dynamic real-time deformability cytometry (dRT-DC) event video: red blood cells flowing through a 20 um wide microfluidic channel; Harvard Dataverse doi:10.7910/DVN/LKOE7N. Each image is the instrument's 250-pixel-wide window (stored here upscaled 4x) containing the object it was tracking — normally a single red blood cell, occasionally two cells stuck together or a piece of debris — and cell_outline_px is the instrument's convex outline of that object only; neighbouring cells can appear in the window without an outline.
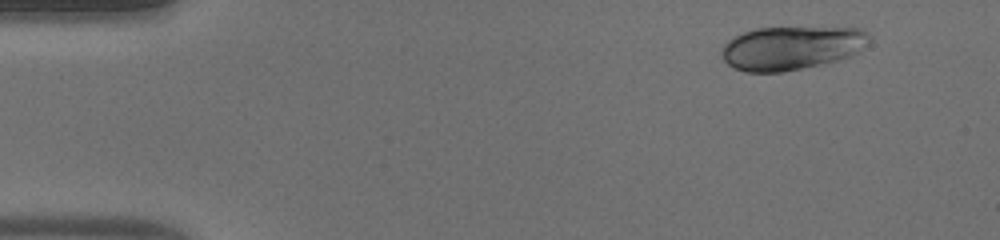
{"species": "human", "species_latin": "Homo sapiens", "temperature_condition": "warm", "stored_images_in_passage": 46, "camera_frame_rate_fps": 3000, "um_per_image_px": 0.085, "donor": {"sex": "male"}, "frame": {"image": 1, "passage_image": 1, "time_ms": 0.0, "image_size_px": [1000, 240], "cell_outline_px": [[872, 36], [852, 56], [836, 60], [784, 72], [744, 72], [732, 68], [724, 60], [720, 52], [720, 48], [728, 40], [744, 32], [756, 28], [860, 28]], "centroid_in_image_um": [67.21, 4.08], "position_along_channel_um": 17.8, "area_um2": 37.22}}
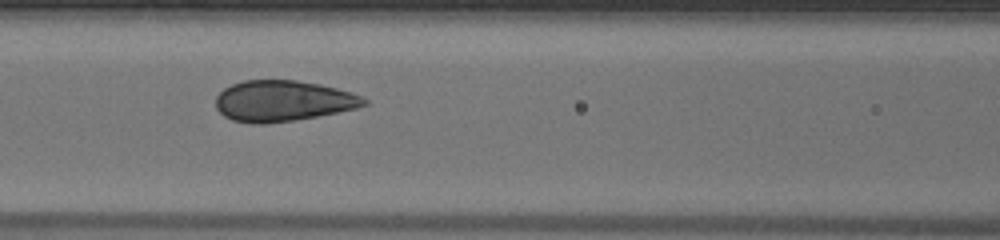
{"frame": {"image": 2, "passage_image": 18, "time_ms": 5.667, "image_size_px": [1000, 240], "cell_outline_px": [[368, 104], [356, 108], [316, 116], [292, 120], [264, 124], [252, 124], [232, 120], [224, 116], [216, 108], [216, 96], [224, 88], [232, 84], [244, 80], [296, 80], [320, 84], [352, 92], [368, 100]], "centroid_in_image_um": [24.02, 8.57], "position_along_channel_um": 142.6, "area_um2": 35.26}}
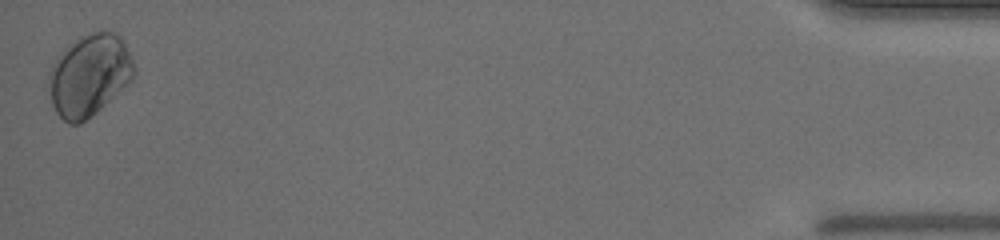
{"frame": {"image": 3, "passage_image": 46, "time_ms": 15.0, "image_size_px": [1000, 240], "cell_outline_px": [[136, 72], [132, 80], [124, 88], [96, 112], [80, 124], [68, 124], [56, 112], [52, 104], [48, 80], [48, 72], [52, 64], [60, 52], [76, 40], [92, 32], [116, 32], [124, 40], [132, 60]], "centroid_in_image_um": [7.59, 6.4], "position_along_channel_um": 427.6, "area_um2": 40.46}, "authors_computed_cell_mechanics": {"area_um2": 36.125, "velocity_mm_per_s": 4.0371, "shape_relaxation_time_tau1_ms": 5.5784, "shape_relaxation_time_tau2_ms": null, "deformation_change_tau1": 0.0997, "deformation_change_tau2": null}}